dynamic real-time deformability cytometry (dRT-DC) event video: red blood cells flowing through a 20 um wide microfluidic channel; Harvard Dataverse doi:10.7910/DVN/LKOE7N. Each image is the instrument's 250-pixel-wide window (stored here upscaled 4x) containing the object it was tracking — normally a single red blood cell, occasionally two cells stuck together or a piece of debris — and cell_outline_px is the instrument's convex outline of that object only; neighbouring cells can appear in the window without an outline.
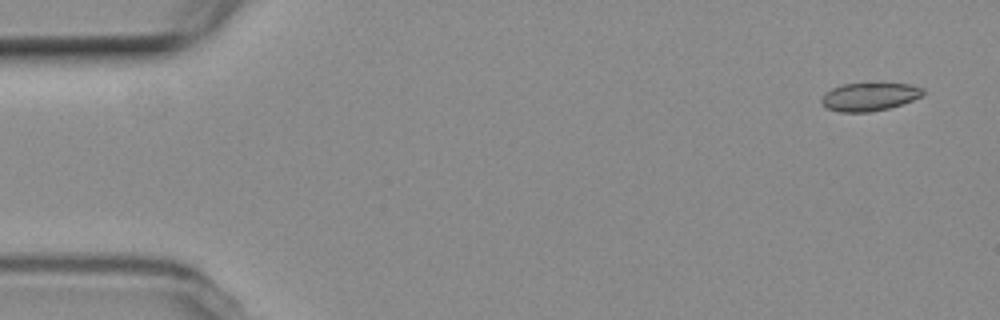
{"species": "common noctule bat (a hibernating species)", "species_latin": "Nyctalus noctula", "temperature_condition": "room temperature", "stored_images_in_passage": 5, "camera_frame_rate_fps": 3000, "um_per_image_px": 0.085, "animal": {"sex": "female", "body_mass_g": 19.3, "forearm_length_mm": 54.1}, "frame": {"image": 1, "passage_image": 1, "time_ms": 0.0, "image_size_px": [1000, 320], "cell_outline_px": [[924, 92], [920, 96], [912, 100], [888, 108], [868, 112], [840, 112], [828, 108], [820, 100], [824, 92], [840, 84], [876, 80], [880, 80], [908, 84], [924, 88]], "centroid_in_image_um": [73.89, 8.15], "position_along_channel_um": 11.1, "area_um2": 17.4}}
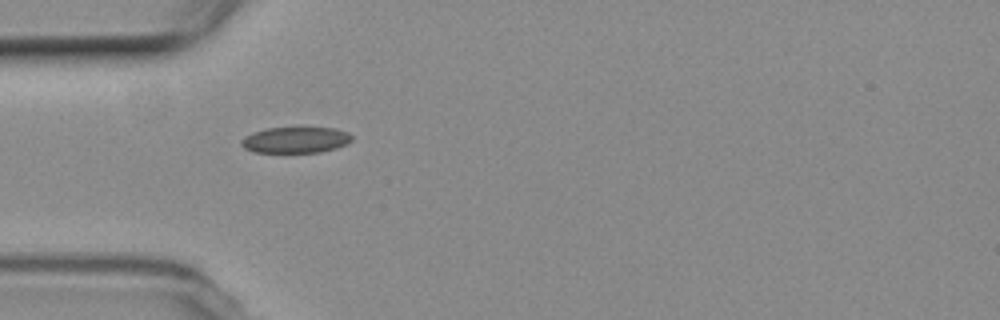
{"frame": {"image": 2, "passage_image": 4, "time_ms": 4.667, "image_size_px": [1000, 320], "cell_outline_px": [[352, 140], [336, 148], [320, 152], [252, 152], [244, 148], [240, 144], [240, 140], [244, 136], [252, 132], [268, 128], [304, 124], [336, 128], [348, 132], [352, 136]], "centroid_in_image_um": [25.12, 11.83], "position_along_channel_um": 59.9, "area_um2": 17.74}}
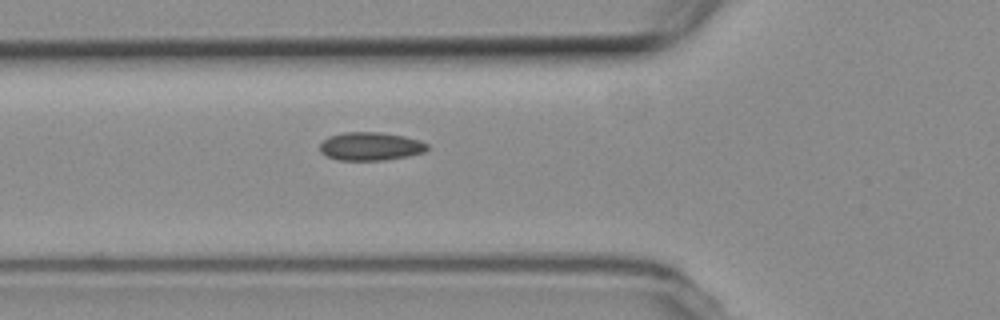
{"frame": {"image": 3, "passage_image": 5, "time_ms": 5.667, "image_size_px": [1000, 320], "cell_outline_px": [[428, 148], [424, 152], [408, 156], [384, 160], [336, 160], [320, 152], [320, 144], [328, 136], [344, 132], [380, 132], [404, 136], [420, 140], [428, 144]], "centroid_in_image_um": [31.49, 12.43], "position_along_channel_um": 94.3, "area_um2": 17.74}}